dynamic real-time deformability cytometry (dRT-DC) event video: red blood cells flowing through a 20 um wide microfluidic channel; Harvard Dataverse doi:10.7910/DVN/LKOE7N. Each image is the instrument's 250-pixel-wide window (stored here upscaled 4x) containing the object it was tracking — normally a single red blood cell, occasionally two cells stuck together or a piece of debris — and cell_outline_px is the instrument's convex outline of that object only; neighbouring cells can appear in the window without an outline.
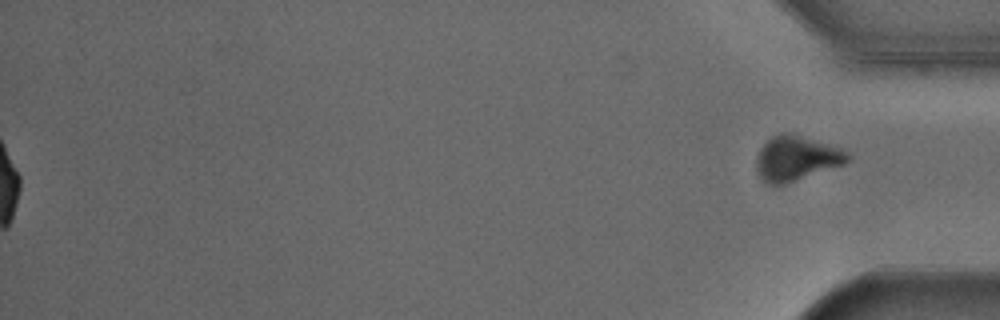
{"species": "Egyptian fruit bat (a non-hibernating species)", "species_latin": "Rousettus aegyptiacus", "temperature_condition": "cold", "stored_images_in_passage": 53, "segment_of_instrument_passage": [2, 2], "camera_frame_rate_fps": 3000, "um_per_image_px": 0.085, "animal": {"sex": "male"}, "frame": {"image": 1, "passage_image": 53, "time_ms": 17.333, "image_size_px": [1000, 320], "cell_outline_px": [[852, 156], [844, 164], [784, 184], [768, 184], [760, 176], [756, 168], [756, 156], [760, 148], [772, 136], [780, 132], [788, 132], [844, 148]], "centroid_in_image_um": [67.7, 13.43], "position_along_channel_um": 367.5, "area_um2": 23.81}}